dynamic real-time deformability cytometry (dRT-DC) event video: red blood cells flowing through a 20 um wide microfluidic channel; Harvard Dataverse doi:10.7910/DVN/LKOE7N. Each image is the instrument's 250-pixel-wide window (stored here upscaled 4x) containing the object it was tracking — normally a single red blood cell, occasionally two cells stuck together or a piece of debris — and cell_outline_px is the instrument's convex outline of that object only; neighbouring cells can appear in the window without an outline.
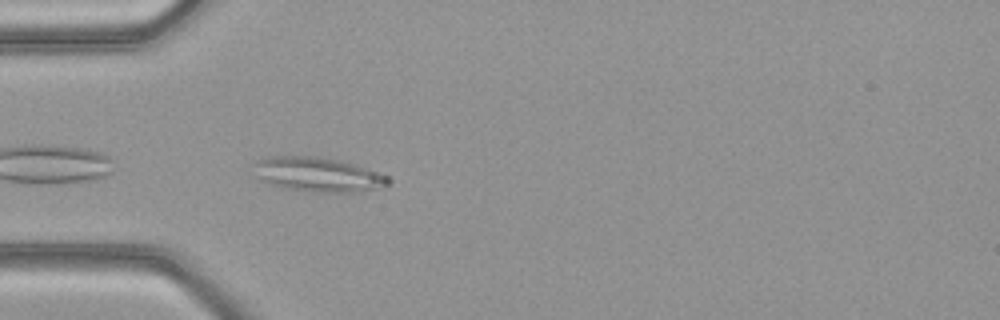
{"species": "common noctule bat (a hibernating species)", "species_latin": "Nyctalus noctula", "temperature_condition": "warm", "stored_images_in_passage": 15, "camera_frame_rate_fps": 3000, "um_per_image_px": 0.085, "animal": {"sex": "female", "body_mass_g": 21.9}, "frame": {"image": 1, "passage_image": 1, "time_ms": 0.0, "image_size_px": [1000, 320], "cell_outline_px": [[392, 180], [388, 184], [376, 188], [360, 192], [320, 192], [288, 188], [268, 184], [260, 180], [256, 176], [252, 164], [256, 160], [268, 156], [320, 156], [352, 164], [388, 176]], "centroid_in_image_um": [26.95, 14.82], "position_along_channel_um": 58.0, "area_um2": 26.88}}